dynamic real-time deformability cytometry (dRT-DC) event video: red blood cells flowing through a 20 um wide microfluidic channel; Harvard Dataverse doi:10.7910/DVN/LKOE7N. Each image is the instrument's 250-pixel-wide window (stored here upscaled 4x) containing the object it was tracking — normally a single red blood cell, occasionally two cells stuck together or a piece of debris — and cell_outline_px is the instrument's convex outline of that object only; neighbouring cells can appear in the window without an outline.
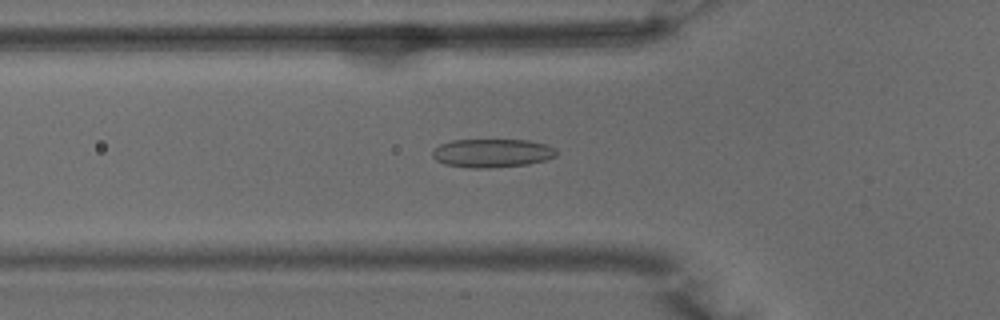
{"species": "common noctule bat (a hibernating species)", "species_latin": "Nyctalus noctula", "temperature_condition": "warm", "stored_images_in_passage": 40, "camera_frame_rate_fps": 3000, "um_per_image_px": 0.085, "animal": {"sex": "male", "body_mass_g": 15.6}, "frame": {"image": 1, "passage_image": 7, "time_ms": 2.0, "image_size_px": [1000, 320], "cell_outline_px": [[556, 156], [548, 160], [528, 164], [488, 168], [468, 168], [444, 164], [436, 160], [432, 156], [432, 152], [440, 144], [452, 140], [528, 140], [544, 144], [556, 148]], "centroid_in_image_um": [41.83, 13.02], "position_along_channel_um": 84.0, "area_um2": 20.69}}
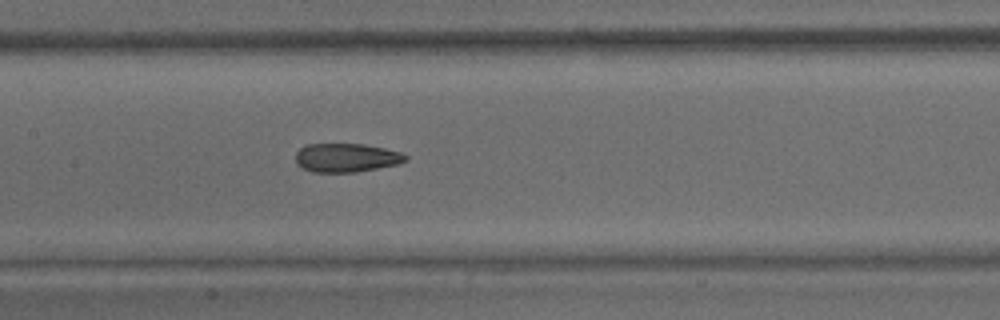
{"frame": {"image": 2, "passage_image": 14, "time_ms": 4.333, "image_size_px": [1000, 320], "cell_outline_px": [[408, 160], [400, 164], [356, 172], [312, 172], [296, 164], [296, 152], [304, 144], [364, 144], [384, 148], [400, 152], [408, 156]], "centroid_in_image_um": [29.45, 13.4], "position_along_channel_um": 178.0, "area_um2": 18.55}}
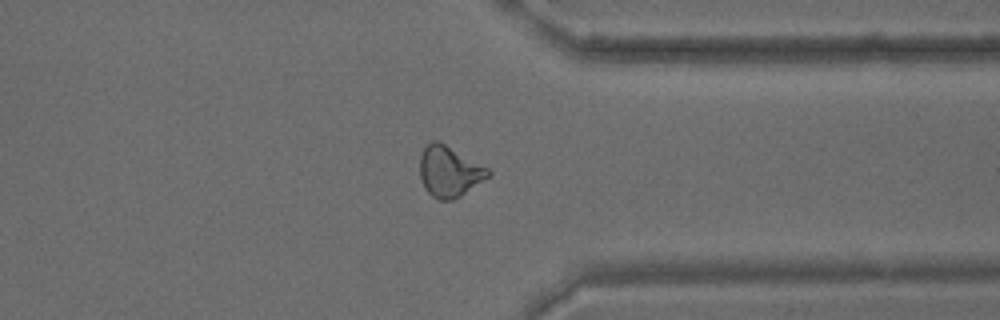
{"frame": {"image": 3, "passage_image": 29, "time_ms": 9.333, "image_size_px": [1000, 320], "cell_outline_px": [[492, 172], [488, 176], [460, 196], [452, 200], [440, 200], [432, 196], [424, 188], [420, 176], [420, 156], [424, 148], [432, 140], [440, 140], [488, 168]], "centroid_in_image_um": [38.16, 14.55], "position_along_channel_um": 373.2, "area_um2": 20.11}, "authors_computed_cell_mechanics": {"area_um2": 19.941, "velocity_mm_per_s": 3.9753, "shape_relaxation_time_tau1_ms": null, "shape_relaxation_time_tau2_ms": 1.6855, "deformation_change_tau1": null, "deformation_change_tau2": 0.0796}}